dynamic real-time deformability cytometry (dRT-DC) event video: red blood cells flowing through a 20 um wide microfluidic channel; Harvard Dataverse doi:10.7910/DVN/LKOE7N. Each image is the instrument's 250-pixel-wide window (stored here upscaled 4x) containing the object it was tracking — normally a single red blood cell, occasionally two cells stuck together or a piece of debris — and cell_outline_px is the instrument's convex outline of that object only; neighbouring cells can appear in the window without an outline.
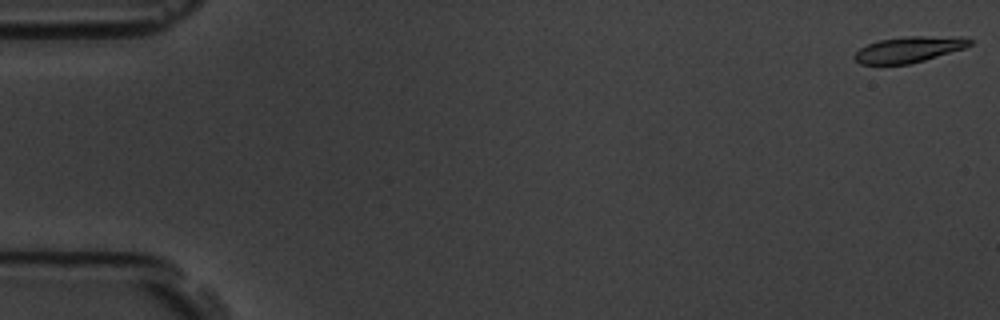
{"species": "common noctule bat (a hibernating species)", "species_latin": "Nyctalus noctula", "temperature_condition": "room temperature", "stored_images_in_passage": 58, "camera_frame_rate_fps": 3000, "um_per_image_px": 0.085, "animal": {"sex": "male", "body_mass_g": 19.5, "forearm_length_mm": 54.6}, "frame": {"image": 1, "passage_image": 1, "time_ms": 0.0, "image_size_px": [1000, 320], "cell_outline_px": [[972, 44], [964, 48], [924, 60], [908, 64], [860, 64], [852, 56], [860, 48], [868, 44], [880, 40], [908, 36], [960, 36], [972, 40]], "centroid_in_image_um": [77.27, 4.19], "position_along_channel_um": 7.7, "area_um2": 17.28}}
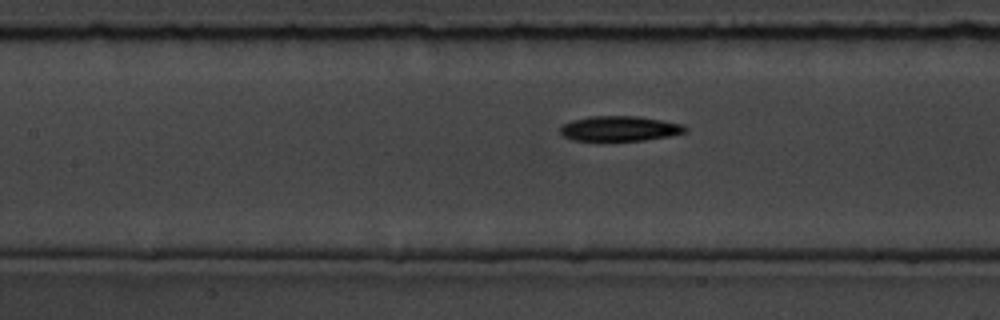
{"frame": {"image": 2, "passage_image": 26, "time_ms": 8.333, "image_size_px": [1000, 320], "cell_outline_px": [[688, 132], [668, 136], [644, 140], [576, 140], [564, 136], [560, 132], [560, 128], [564, 124], [572, 120], [588, 116], [640, 116], [680, 124], [688, 128]], "centroid_in_image_um": [52.68, 10.92], "position_along_channel_um": 154.7, "area_um2": 18.03}}
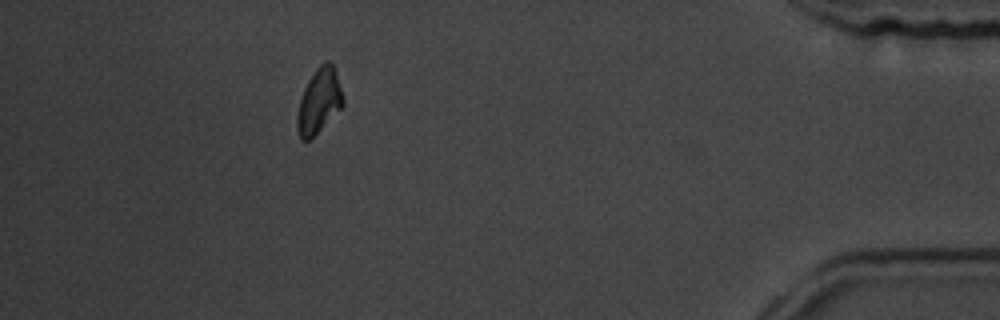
{"frame": {"image": 3, "passage_image": 52, "time_ms": 17.0, "image_size_px": [1000, 320], "cell_outline_px": [[344, 104], [308, 140], [300, 140], [296, 128], [296, 116], [300, 100], [304, 88], [308, 80], [316, 68], [324, 60], [328, 60], [332, 64], [336, 72], [344, 100]], "centroid_in_image_um": [27.09, 8.55], "position_along_channel_um": 408.1, "area_um2": 16.99}, "authors_computed_cell_mechanics": {"area_um2": 17.9758, "velocity_mm_per_s": 3.5429, "shape_relaxation_time_tau1_ms": 1.9716, "shape_relaxation_time_tau2_ms": null, "deformation_change_tau1": 0.1303, "deformation_change_tau2": null}}